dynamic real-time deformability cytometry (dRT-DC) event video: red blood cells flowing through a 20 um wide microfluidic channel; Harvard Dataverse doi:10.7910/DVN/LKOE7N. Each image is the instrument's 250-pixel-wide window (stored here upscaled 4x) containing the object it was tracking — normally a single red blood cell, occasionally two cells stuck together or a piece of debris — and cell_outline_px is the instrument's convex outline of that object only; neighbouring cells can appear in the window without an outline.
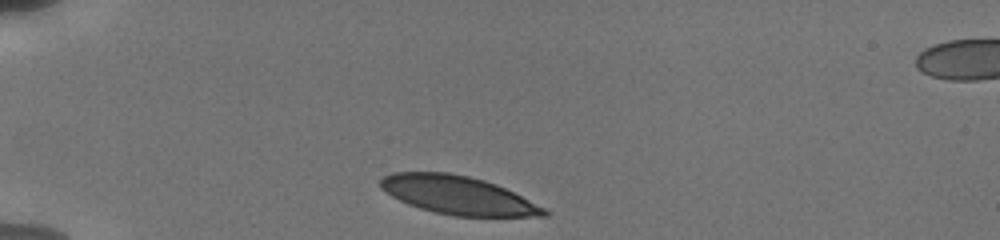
{"species": "human", "species_latin": "Homo sapiens", "temperature_condition": "cold", "stored_images_in_passage": 3, "camera_frame_rate_fps": 3000, "um_per_image_px": 0.085, "donor": {"sex": "male"}, "frame": {"image": 1, "passage_image": 1, "time_ms": 0.0, "image_size_px": [1000, 240], "cell_outline_px": [[552, 212], [548, 216], [456, 216], [436, 212], [420, 208], [408, 204], [392, 196], [380, 188], [380, 180], [384, 176], [392, 172], [448, 172], [468, 176], [484, 180], [496, 184]], "centroid_in_image_um": [38.9, 16.58], "position_along_channel_um": 46.1, "area_um2": 36.18}}
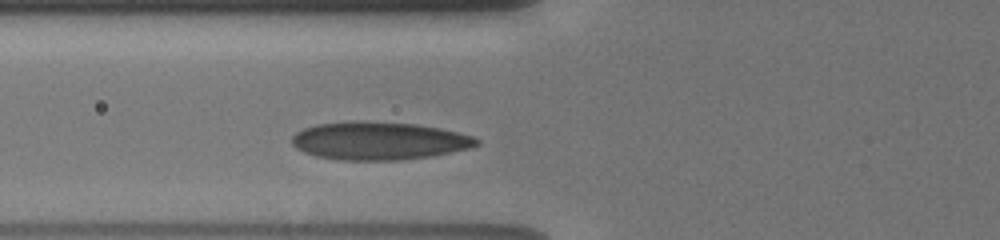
{"frame": {"image": 2, "passage_image": 3, "time_ms": 2.333, "image_size_px": [1000, 240], "cell_outline_px": [[480, 144], [472, 148], [432, 156], [400, 160], [340, 160], [316, 156], [304, 152], [296, 148], [292, 144], [292, 136], [296, 132], [304, 128], [316, 124], [348, 120], [360, 120], [416, 124], [440, 128], [472, 136], [480, 140]], "centroid_in_image_um": [32.2, 11.96], "position_along_channel_um": 93.6, "area_um2": 41.27}}